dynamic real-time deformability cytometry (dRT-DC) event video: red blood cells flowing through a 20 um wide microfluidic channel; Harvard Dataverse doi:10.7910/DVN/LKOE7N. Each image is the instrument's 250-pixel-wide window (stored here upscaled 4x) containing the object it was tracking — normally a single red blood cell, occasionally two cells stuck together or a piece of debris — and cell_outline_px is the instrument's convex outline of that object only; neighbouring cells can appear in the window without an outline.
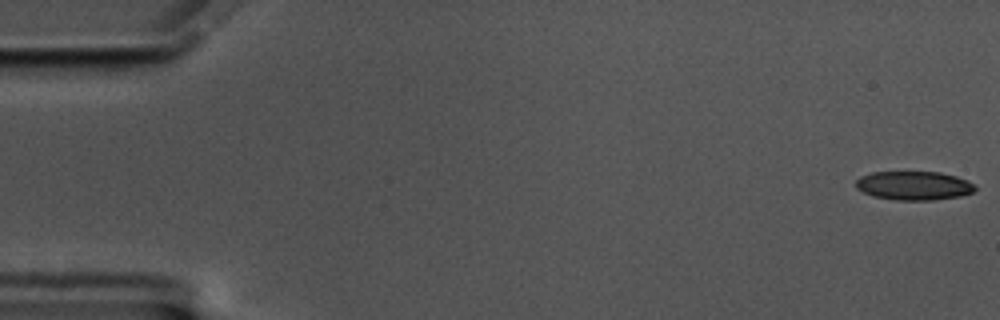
{"species": "common noctule bat (a hibernating species)", "species_latin": "Nyctalus noctula", "temperature_condition": "cold", "stored_images_in_passage": 58, "camera_frame_rate_fps": 3000, "um_per_image_px": 0.085, "animal": {"sex": "male", "body_mass_g": 17.5, "forearm_length_mm": 52.3}, "frame": {"image": 1, "passage_image": 1, "time_ms": 0.0, "image_size_px": [1000, 320], "cell_outline_px": [[976, 188], [972, 192], [960, 196], [932, 200], [896, 200], [872, 196], [856, 188], [856, 180], [860, 176], [872, 172], [940, 172], [956, 176], [968, 180]], "centroid_in_image_um": [77.66, 15.77], "position_along_channel_um": 7.3, "area_um2": 20.0}}
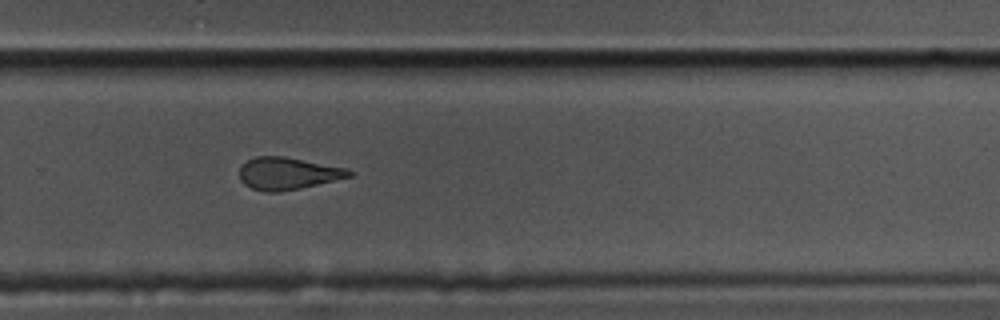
{"frame": {"image": 2, "passage_image": 39, "time_ms": 12.667, "image_size_px": [1000, 320], "cell_outline_px": [[352, 176], [300, 188], [280, 192], [264, 192], [252, 188], [244, 184], [240, 180], [240, 168], [248, 160], [256, 156], [284, 156], [348, 168], [352, 172]], "centroid_in_image_um": [24.46, 14.74], "position_along_channel_um": 305.3, "area_um2": 20.52}}
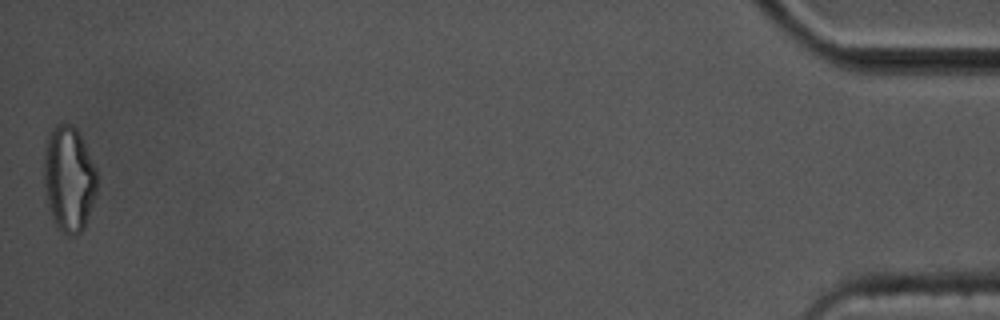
{"frame": {"image": 3, "passage_image": 58, "time_ms": 19.0, "image_size_px": [1000, 320], "cell_outline_px": [[96, 196], [84, 228], [76, 236], [68, 236], [56, 224], [48, 204], [44, 184], [44, 156], [48, 136], [56, 124], [72, 124], [76, 128], [96, 168]], "centroid_in_image_um": [5.87, 15.21], "position_along_channel_um": 429.3, "area_um2": 32.25}, "authors_computed_cell_mechanics": {"area_um2": 21.5305, "velocity_mm_per_s": 3.463, "shape_relaxation_time_tau1_ms": 6.1451, "shape_relaxation_time_tau2_ms": 2.7828, "deformation_change_tau1": 0.1813, "deformation_change_tau2": 0.1281}}